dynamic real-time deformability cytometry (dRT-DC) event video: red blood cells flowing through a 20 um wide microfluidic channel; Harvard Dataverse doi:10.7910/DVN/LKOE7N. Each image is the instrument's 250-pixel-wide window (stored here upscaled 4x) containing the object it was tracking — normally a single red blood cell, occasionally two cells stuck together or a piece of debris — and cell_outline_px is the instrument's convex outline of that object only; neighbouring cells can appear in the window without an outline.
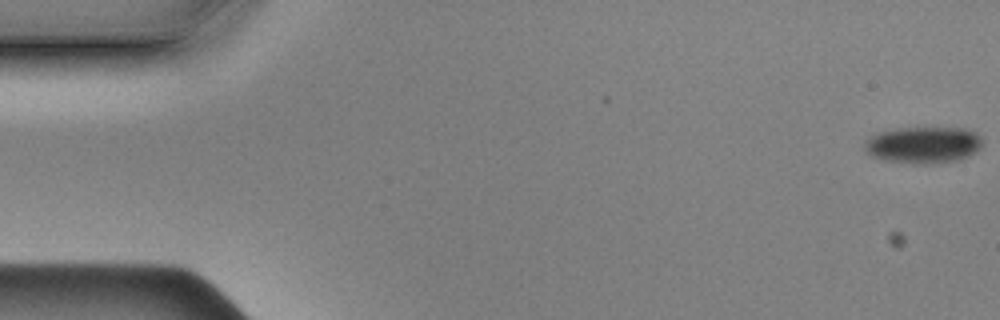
{"species": "Egyptian fruit bat (a non-hibernating species)", "species_latin": "Rousettus aegyptiacus", "temperature_condition": "cold", "stored_images_in_passage": 58, "camera_frame_rate_fps": 3000, "um_per_image_px": 0.085, "animal": {"sex": "male"}, "frame": {"image": 1, "passage_image": 1, "time_ms": 0.0, "image_size_px": [1000, 320], "cell_outline_px": [[980, 148], [968, 156], [956, 160], [924, 164], [888, 160], [872, 156], [864, 148], [864, 140], [880, 132], [896, 128], [964, 128], [976, 132], [980, 136]], "centroid_in_image_um": [78.47, 12.3], "position_along_channel_um": 6.5, "area_um2": 24.74}}
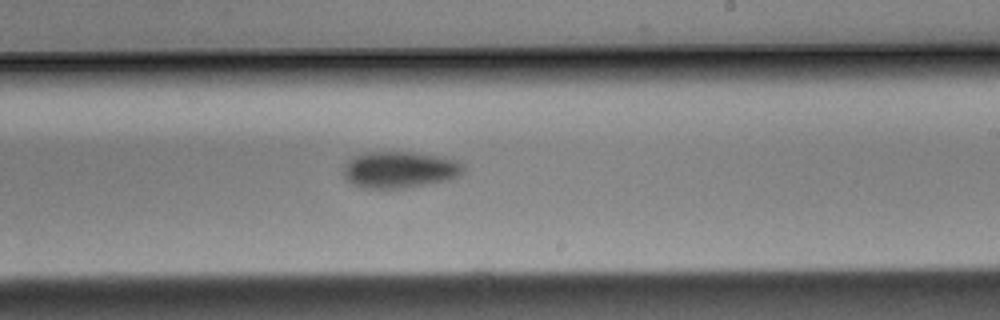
{"frame": {"image": 2, "passage_image": 34, "time_ms": 11.0, "image_size_px": [1000, 320], "cell_outline_px": [[464, 172], [448, 180], [404, 188], [360, 188], [352, 184], [344, 176], [344, 168], [348, 160], [352, 156], [368, 152], [412, 152], [440, 156], [456, 160], [464, 164]], "centroid_in_image_um": [33.96, 14.42], "position_along_channel_um": 255.0, "area_um2": 25.55}}
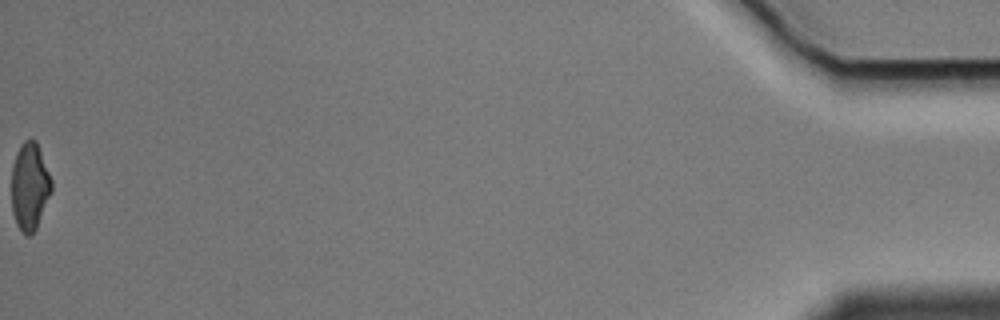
{"frame": {"image": 3, "passage_image": 58, "time_ms": 19.0, "image_size_px": [1000, 320], "cell_outline_px": [[52, 192], [36, 228], [32, 236], [24, 236], [16, 224], [12, 212], [12, 164], [16, 152], [20, 144], [24, 140], [36, 140], [52, 180]], "centroid_in_image_um": [2.52, 15.87], "position_along_channel_um": 432.7, "area_um2": 20.63}, "authors_computed_cell_mechanics": {"area_um2": 25.5765, "velocity_mm_per_s": 3.5032, "shape_relaxation_time_tau1_ms": 1.7175, "shape_relaxation_time_tau2_ms": null, "deformation_change_tau1": 0.0605, "deformation_change_tau2": null}}